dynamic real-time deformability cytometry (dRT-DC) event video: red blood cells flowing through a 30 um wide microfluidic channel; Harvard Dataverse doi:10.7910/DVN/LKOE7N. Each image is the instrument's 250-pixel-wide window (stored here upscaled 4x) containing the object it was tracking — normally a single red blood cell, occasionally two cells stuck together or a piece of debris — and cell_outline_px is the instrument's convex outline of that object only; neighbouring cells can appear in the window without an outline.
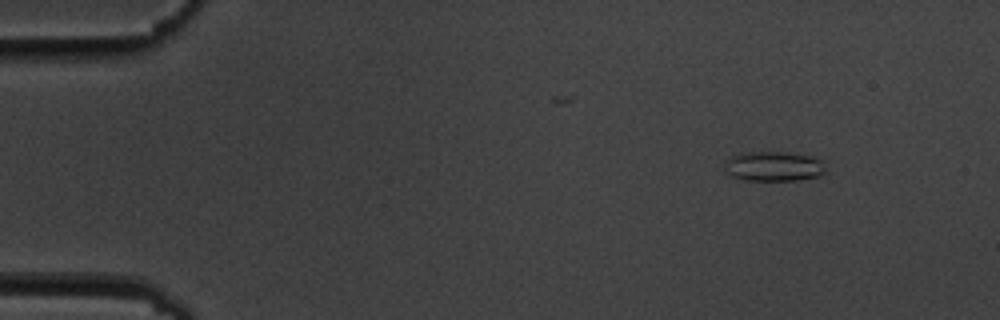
{"species": "common noctule bat (a hibernating species)", "species_latin": "Nyctalus noctula", "temperature_condition": "cold", "stored_images_in_passage": 5, "camera_frame_rate_fps": 3000, "um_per_image_px": 0.085, "animal": {"sex": "male", "body_mass_g": 19.5, "forearm_length_mm": 54.6}, "frame": {"image": 1, "passage_image": 1, "time_ms": 0.0, "image_size_px": [1000, 320], "cell_outline_px": [[828, 172], [820, 176], [800, 180], [744, 180], [732, 176], [724, 168], [724, 160], [732, 156], [744, 152], [788, 152], [812, 156], [824, 160]], "centroid_in_image_um": [65.83, 14.13], "position_along_channel_um": 19.2, "area_um2": 17.98}}
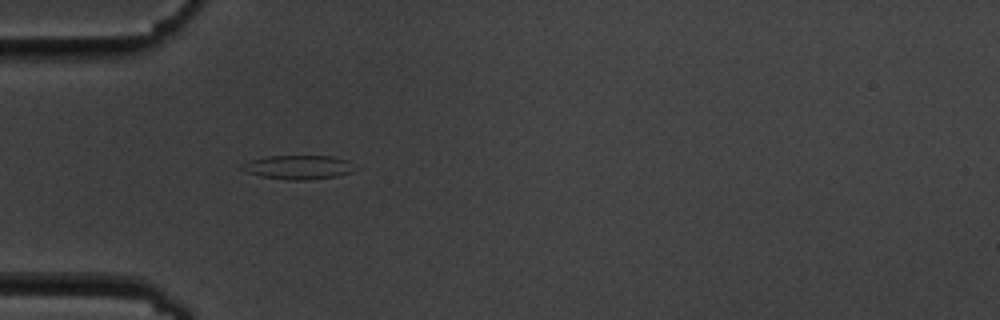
{"frame": {"image": 2, "passage_image": 4, "time_ms": 3.667, "image_size_px": [1000, 320], "cell_outline_px": [[360, 168], [352, 172], [336, 176], [308, 180], [284, 180], [260, 176], [248, 172], [240, 168], [252, 160], [268, 156], [332, 156], [348, 160]], "centroid_in_image_um": [25.46, 14.22], "position_along_channel_um": 59.5, "area_um2": 15.84}}
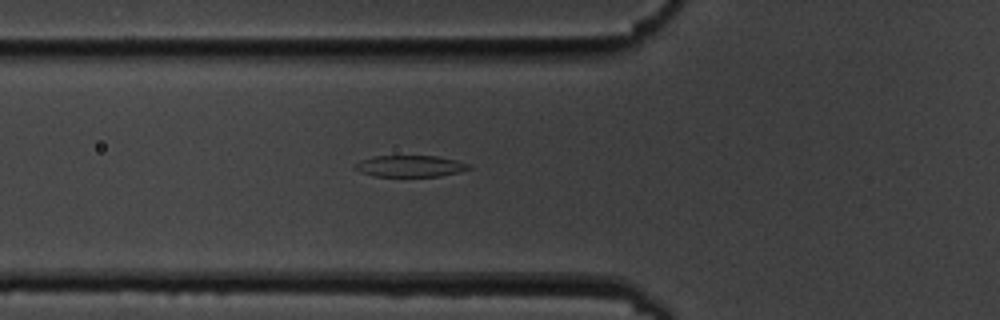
{"frame": {"image": 3, "passage_image": 5, "time_ms": 4.667, "image_size_px": [1000, 320], "cell_outline_px": [[472, 168], [460, 172], [440, 176], [376, 176], [360, 172], [352, 164], [360, 160], [376, 156], [436, 156], [456, 160], [468, 164]], "centroid_in_image_um": [34.86, 14.12], "position_along_channel_um": 90.9, "area_um2": 14.16}}